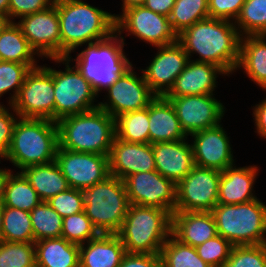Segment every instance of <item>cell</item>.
<instances>
[{"label": "cell", "mask_w": 266, "mask_h": 267, "mask_svg": "<svg viewBox=\"0 0 266 267\" xmlns=\"http://www.w3.org/2000/svg\"><path fill=\"white\" fill-rule=\"evenodd\" d=\"M30 70L31 67L28 64L0 61V98L6 93H10V90L13 92L8 97V105H12ZM0 104L2 103L0 102Z\"/></svg>", "instance_id": "obj_40"}, {"label": "cell", "mask_w": 266, "mask_h": 267, "mask_svg": "<svg viewBox=\"0 0 266 267\" xmlns=\"http://www.w3.org/2000/svg\"><path fill=\"white\" fill-rule=\"evenodd\" d=\"M42 202L35 189L21 172L8 177L2 204L3 206L30 212Z\"/></svg>", "instance_id": "obj_32"}, {"label": "cell", "mask_w": 266, "mask_h": 267, "mask_svg": "<svg viewBox=\"0 0 266 267\" xmlns=\"http://www.w3.org/2000/svg\"><path fill=\"white\" fill-rule=\"evenodd\" d=\"M3 204L0 203V242L2 241Z\"/></svg>", "instance_id": "obj_54"}, {"label": "cell", "mask_w": 266, "mask_h": 267, "mask_svg": "<svg viewBox=\"0 0 266 267\" xmlns=\"http://www.w3.org/2000/svg\"><path fill=\"white\" fill-rule=\"evenodd\" d=\"M11 22L8 15L0 12V34L7 27V25Z\"/></svg>", "instance_id": "obj_52"}, {"label": "cell", "mask_w": 266, "mask_h": 267, "mask_svg": "<svg viewBox=\"0 0 266 267\" xmlns=\"http://www.w3.org/2000/svg\"><path fill=\"white\" fill-rule=\"evenodd\" d=\"M0 159L4 160V157L0 155ZM0 163H1V160H0Z\"/></svg>", "instance_id": "obj_55"}, {"label": "cell", "mask_w": 266, "mask_h": 267, "mask_svg": "<svg viewBox=\"0 0 266 267\" xmlns=\"http://www.w3.org/2000/svg\"><path fill=\"white\" fill-rule=\"evenodd\" d=\"M0 267H36L34 242H0Z\"/></svg>", "instance_id": "obj_38"}, {"label": "cell", "mask_w": 266, "mask_h": 267, "mask_svg": "<svg viewBox=\"0 0 266 267\" xmlns=\"http://www.w3.org/2000/svg\"><path fill=\"white\" fill-rule=\"evenodd\" d=\"M123 181L129 204L161 208L171 216L175 212L176 184L156 170L131 174Z\"/></svg>", "instance_id": "obj_14"}, {"label": "cell", "mask_w": 266, "mask_h": 267, "mask_svg": "<svg viewBox=\"0 0 266 267\" xmlns=\"http://www.w3.org/2000/svg\"><path fill=\"white\" fill-rule=\"evenodd\" d=\"M126 253L117 234H99L79 245V267H119Z\"/></svg>", "instance_id": "obj_25"}, {"label": "cell", "mask_w": 266, "mask_h": 267, "mask_svg": "<svg viewBox=\"0 0 266 267\" xmlns=\"http://www.w3.org/2000/svg\"><path fill=\"white\" fill-rule=\"evenodd\" d=\"M56 123L60 148L109 156L116 131L115 119L106 111L98 107Z\"/></svg>", "instance_id": "obj_3"}, {"label": "cell", "mask_w": 266, "mask_h": 267, "mask_svg": "<svg viewBox=\"0 0 266 267\" xmlns=\"http://www.w3.org/2000/svg\"><path fill=\"white\" fill-rule=\"evenodd\" d=\"M57 64H65V69L51 70L54 84L55 122L69 115L85 113L99 107L94 104L98 95L91 84L67 58H50ZM95 100V101H94Z\"/></svg>", "instance_id": "obj_9"}, {"label": "cell", "mask_w": 266, "mask_h": 267, "mask_svg": "<svg viewBox=\"0 0 266 267\" xmlns=\"http://www.w3.org/2000/svg\"><path fill=\"white\" fill-rule=\"evenodd\" d=\"M59 146L58 127L49 119L19 118L4 157L20 171L55 161Z\"/></svg>", "instance_id": "obj_4"}, {"label": "cell", "mask_w": 266, "mask_h": 267, "mask_svg": "<svg viewBox=\"0 0 266 267\" xmlns=\"http://www.w3.org/2000/svg\"><path fill=\"white\" fill-rule=\"evenodd\" d=\"M208 17V0H176L169 21L173 31L179 35L194 23Z\"/></svg>", "instance_id": "obj_36"}, {"label": "cell", "mask_w": 266, "mask_h": 267, "mask_svg": "<svg viewBox=\"0 0 266 267\" xmlns=\"http://www.w3.org/2000/svg\"><path fill=\"white\" fill-rule=\"evenodd\" d=\"M9 1L10 0H0V12L1 13L8 15Z\"/></svg>", "instance_id": "obj_53"}, {"label": "cell", "mask_w": 266, "mask_h": 267, "mask_svg": "<svg viewBox=\"0 0 266 267\" xmlns=\"http://www.w3.org/2000/svg\"><path fill=\"white\" fill-rule=\"evenodd\" d=\"M164 97L173 105L187 137L220 124L226 111L214 94Z\"/></svg>", "instance_id": "obj_15"}, {"label": "cell", "mask_w": 266, "mask_h": 267, "mask_svg": "<svg viewBox=\"0 0 266 267\" xmlns=\"http://www.w3.org/2000/svg\"><path fill=\"white\" fill-rule=\"evenodd\" d=\"M132 66L105 90L108 92L106 102L103 100L98 103L99 108L114 119L123 113L146 108L157 97L145 81L143 73L138 76Z\"/></svg>", "instance_id": "obj_13"}, {"label": "cell", "mask_w": 266, "mask_h": 267, "mask_svg": "<svg viewBox=\"0 0 266 267\" xmlns=\"http://www.w3.org/2000/svg\"><path fill=\"white\" fill-rule=\"evenodd\" d=\"M55 162L70 188L83 190L104 181L109 175V156L75 152L58 146Z\"/></svg>", "instance_id": "obj_16"}, {"label": "cell", "mask_w": 266, "mask_h": 267, "mask_svg": "<svg viewBox=\"0 0 266 267\" xmlns=\"http://www.w3.org/2000/svg\"><path fill=\"white\" fill-rule=\"evenodd\" d=\"M2 240L9 242H34L30 212L3 206Z\"/></svg>", "instance_id": "obj_33"}, {"label": "cell", "mask_w": 266, "mask_h": 267, "mask_svg": "<svg viewBox=\"0 0 266 267\" xmlns=\"http://www.w3.org/2000/svg\"><path fill=\"white\" fill-rule=\"evenodd\" d=\"M115 31L120 35L135 36L143 42L155 47L166 46L177 42V34L173 31L169 17L155 13L143 5L133 6L120 14H113Z\"/></svg>", "instance_id": "obj_11"}, {"label": "cell", "mask_w": 266, "mask_h": 267, "mask_svg": "<svg viewBox=\"0 0 266 267\" xmlns=\"http://www.w3.org/2000/svg\"><path fill=\"white\" fill-rule=\"evenodd\" d=\"M20 172L29 181L42 201H47L70 188L68 181L55 161L43 165L29 166Z\"/></svg>", "instance_id": "obj_29"}, {"label": "cell", "mask_w": 266, "mask_h": 267, "mask_svg": "<svg viewBox=\"0 0 266 267\" xmlns=\"http://www.w3.org/2000/svg\"><path fill=\"white\" fill-rule=\"evenodd\" d=\"M252 110L256 133L260 138L266 139V98L253 106Z\"/></svg>", "instance_id": "obj_48"}, {"label": "cell", "mask_w": 266, "mask_h": 267, "mask_svg": "<svg viewBox=\"0 0 266 267\" xmlns=\"http://www.w3.org/2000/svg\"><path fill=\"white\" fill-rule=\"evenodd\" d=\"M34 242L44 239L60 238L63 218L47 201H42L30 211Z\"/></svg>", "instance_id": "obj_34"}, {"label": "cell", "mask_w": 266, "mask_h": 267, "mask_svg": "<svg viewBox=\"0 0 266 267\" xmlns=\"http://www.w3.org/2000/svg\"><path fill=\"white\" fill-rule=\"evenodd\" d=\"M116 138L130 143H150L149 106L115 118Z\"/></svg>", "instance_id": "obj_31"}, {"label": "cell", "mask_w": 266, "mask_h": 267, "mask_svg": "<svg viewBox=\"0 0 266 267\" xmlns=\"http://www.w3.org/2000/svg\"><path fill=\"white\" fill-rule=\"evenodd\" d=\"M124 40V36L115 31L103 40L85 45L86 49L76 54L74 59L71 55L66 57L70 62H76L74 66L91 84L98 97L132 65L123 49Z\"/></svg>", "instance_id": "obj_5"}, {"label": "cell", "mask_w": 266, "mask_h": 267, "mask_svg": "<svg viewBox=\"0 0 266 267\" xmlns=\"http://www.w3.org/2000/svg\"><path fill=\"white\" fill-rule=\"evenodd\" d=\"M247 77L266 91V35H247L240 38L239 62Z\"/></svg>", "instance_id": "obj_27"}, {"label": "cell", "mask_w": 266, "mask_h": 267, "mask_svg": "<svg viewBox=\"0 0 266 267\" xmlns=\"http://www.w3.org/2000/svg\"><path fill=\"white\" fill-rule=\"evenodd\" d=\"M0 55L2 61L28 64L31 68L39 66L35 56H40L30 46L16 21L10 22L0 34Z\"/></svg>", "instance_id": "obj_30"}, {"label": "cell", "mask_w": 266, "mask_h": 267, "mask_svg": "<svg viewBox=\"0 0 266 267\" xmlns=\"http://www.w3.org/2000/svg\"><path fill=\"white\" fill-rule=\"evenodd\" d=\"M240 38L234 22L208 17L183 30L177 42L189 59L196 53L194 61L217 65L229 76L238 66Z\"/></svg>", "instance_id": "obj_1"}, {"label": "cell", "mask_w": 266, "mask_h": 267, "mask_svg": "<svg viewBox=\"0 0 266 267\" xmlns=\"http://www.w3.org/2000/svg\"><path fill=\"white\" fill-rule=\"evenodd\" d=\"M99 235L85 212L63 218L61 237L74 244H84Z\"/></svg>", "instance_id": "obj_39"}, {"label": "cell", "mask_w": 266, "mask_h": 267, "mask_svg": "<svg viewBox=\"0 0 266 267\" xmlns=\"http://www.w3.org/2000/svg\"><path fill=\"white\" fill-rule=\"evenodd\" d=\"M12 172L13 171L11 169L0 168V203H2L3 201L5 186H6L8 177Z\"/></svg>", "instance_id": "obj_50"}, {"label": "cell", "mask_w": 266, "mask_h": 267, "mask_svg": "<svg viewBox=\"0 0 266 267\" xmlns=\"http://www.w3.org/2000/svg\"><path fill=\"white\" fill-rule=\"evenodd\" d=\"M258 170L256 165L236 167L234 164L221 172L218 204H240L257 199L253 185L259 174Z\"/></svg>", "instance_id": "obj_23"}, {"label": "cell", "mask_w": 266, "mask_h": 267, "mask_svg": "<svg viewBox=\"0 0 266 267\" xmlns=\"http://www.w3.org/2000/svg\"><path fill=\"white\" fill-rule=\"evenodd\" d=\"M186 140L152 144L156 171L176 185L195 166L191 143Z\"/></svg>", "instance_id": "obj_21"}, {"label": "cell", "mask_w": 266, "mask_h": 267, "mask_svg": "<svg viewBox=\"0 0 266 267\" xmlns=\"http://www.w3.org/2000/svg\"><path fill=\"white\" fill-rule=\"evenodd\" d=\"M61 35V58L83 44L103 40L115 32L113 14L82 0H56Z\"/></svg>", "instance_id": "obj_2"}, {"label": "cell", "mask_w": 266, "mask_h": 267, "mask_svg": "<svg viewBox=\"0 0 266 267\" xmlns=\"http://www.w3.org/2000/svg\"><path fill=\"white\" fill-rule=\"evenodd\" d=\"M11 106L20 118L55 121L54 84L51 70L45 65L31 68Z\"/></svg>", "instance_id": "obj_10"}, {"label": "cell", "mask_w": 266, "mask_h": 267, "mask_svg": "<svg viewBox=\"0 0 266 267\" xmlns=\"http://www.w3.org/2000/svg\"><path fill=\"white\" fill-rule=\"evenodd\" d=\"M82 192L84 212L98 233L117 234L130 205L124 181L109 175Z\"/></svg>", "instance_id": "obj_8"}, {"label": "cell", "mask_w": 266, "mask_h": 267, "mask_svg": "<svg viewBox=\"0 0 266 267\" xmlns=\"http://www.w3.org/2000/svg\"><path fill=\"white\" fill-rule=\"evenodd\" d=\"M171 234L193 247L218 235L211 212H174L171 216Z\"/></svg>", "instance_id": "obj_24"}, {"label": "cell", "mask_w": 266, "mask_h": 267, "mask_svg": "<svg viewBox=\"0 0 266 267\" xmlns=\"http://www.w3.org/2000/svg\"><path fill=\"white\" fill-rule=\"evenodd\" d=\"M160 255L164 267H212L199 257L195 247L180 242L172 234L163 245Z\"/></svg>", "instance_id": "obj_35"}, {"label": "cell", "mask_w": 266, "mask_h": 267, "mask_svg": "<svg viewBox=\"0 0 266 267\" xmlns=\"http://www.w3.org/2000/svg\"><path fill=\"white\" fill-rule=\"evenodd\" d=\"M233 245L220 235L195 247L199 257L212 267H222L230 256Z\"/></svg>", "instance_id": "obj_42"}, {"label": "cell", "mask_w": 266, "mask_h": 267, "mask_svg": "<svg viewBox=\"0 0 266 267\" xmlns=\"http://www.w3.org/2000/svg\"><path fill=\"white\" fill-rule=\"evenodd\" d=\"M156 170L152 144L130 143L115 137L109 154L111 176L124 180L135 173Z\"/></svg>", "instance_id": "obj_20"}, {"label": "cell", "mask_w": 266, "mask_h": 267, "mask_svg": "<svg viewBox=\"0 0 266 267\" xmlns=\"http://www.w3.org/2000/svg\"><path fill=\"white\" fill-rule=\"evenodd\" d=\"M211 213L217 234L233 246L266 243V205L259 198L240 204H217Z\"/></svg>", "instance_id": "obj_7"}, {"label": "cell", "mask_w": 266, "mask_h": 267, "mask_svg": "<svg viewBox=\"0 0 266 267\" xmlns=\"http://www.w3.org/2000/svg\"><path fill=\"white\" fill-rule=\"evenodd\" d=\"M224 129L220 123L190 135L195 166L223 172L234 165L232 145Z\"/></svg>", "instance_id": "obj_18"}, {"label": "cell", "mask_w": 266, "mask_h": 267, "mask_svg": "<svg viewBox=\"0 0 266 267\" xmlns=\"http://www.w3.org/2000/svg\"><path fill=\"white\" fill-rule=\"evenodd\" d=\"M55 0H10L8 17L11 22L23 16L43 11L54 4Z\"/></svg>", "instance_id": "obj_46"}, {"label": "cell", "mask_w": 266, "mask_h": 267, "mask_svg": "<svg viewBox=\"0 0 266 267\" xmlns=\"http://www.w3.org/2000/svg\"><path fill=\"white\" fill-rule=\"evenodd\" d=\"M16 23L40 57L61 58V35L56 0L49 8L23 16Z\"/></svg>", "instance_id": "obj_17"}, {"label": "cell", "mask_w": 266, "mask_h": 267, "mask_svg": "<svg viewBox=\"0 0 266 267\" xmlns=\"http://www.w3.org/2000/svg\"><path fill=\"white\" fill-rule=\"evenodd\" d=\"M156 48L158 52L149 66L140 70L151 91L156 96H165L186 67L189 57L178 42Z\"/></svg>", "instance_id": "obj_19"}, {"label": "cell", "mask_w": 266, "mask_h": 267, "mask_svg": "<svg viewBox=\"0 0 266 267\" xmlns=\"http://www.w3.org/2000/svg\"><path fill=\"white\" fill-rule=\"evenodd\" d=\"M19 118L12 106L9 105V108H6V105L0 104V155L3 157H5L9 149L15 124Z\"/></svg>", "instance_id": "obj_44"}, {"label": "cell", "mask_w": 266, "mask_h": 267, "mask_svg": "<svg viewBox=\"0 0 266 267\" xmlns=\"http://www.w3.org/2000/svg\"><path fill=\"white\" fill-rule=\"evenodd\" d=\"M221 172L194 166L176 185L175 212H211L218 204Z\"/></svg>", "instance_id": "obj_12"}, {"label": "cell", "mask_w": 266, "mask_h": 267, "mask_svg": "<svg viewBox=\"0 0 266 267\" xmlns=\"http://www.w3.org/2000/svg\"><path fill=\"white\" fill-rule=\"evenodd\" d=\"M36 267H79V245L65 238L34 242Z\"/></svg>", "instance_id": "obj_28"}, {"label": "cell", "mask_w": 266, "mask_h": 267, "mask_svg": "<svg viewBox=\"0 0 266 267\" xmlns=\"http://www.w3.org/2000/svg\"><path fill=\"white\" fill-rule=\"evenodd\" d=\"M149 135L150 144L188 138L181 128L173 105L164 96H157L149 104Z\"/></svg>", "instance_id": "obj_26"}, {"label": "cell", "mask_w": 266, "mask_h": 267, "mask_svg": "<svg viewBox=\"0 0 266 267\" xmlns=\"http://www.w3.org/2000/svg\"><path fill=\"white\" fill-rule=\"evenodd\" d=\"M246 0H208L210 18L234 22Z\"/></svg>", "instance_id": "obj_45"}, {"label": "cell", "mask_w": 266, "mask_h": 267, "mask_svg": "<svg viewBox=\"0 0 266 267\" xmlns=\"http://www.w3.org/2000/svg\"><path fill=\"white\" fill-rule=\"evenodd\" d=\"M227 74L217 65L189 59L184 70L175 79L174 85L165 96H190L214 94L217 77Z\"/></svg>", "instance_id": "obj_22"}, {"label": "cell", "mask_w": 266, "mask_h": 267, "mask_svg": "<svg viewBox=\"0 0 266 267\" xmlns=\"http://www.w3.org/2000/svg\"><path fill=\"white\" fill-rule=\"evenodd\" d=\"M122 12L133 6H141L144 4L145 0H122Z\"/></svg>", "instance_id": "obj_51"}, {"label": "cell", "mask_w": 266, "mask_h": 267, "mask_svg": "<svg viewBox=\"0 0 266 267\" xmlns=\"http://www.w3.org/2000/svg\"><path fill=\"white\" fill-rule=\"evenodd\" d=\"M222 267H266V243L233 246Z\"/></svg>", "instance_id": "obj_41"}, {"label": "cell", "mask_w": 266, "mask_h": 267, "mask_svg": "<svg viewBox=\"0 0 266 267\" xmlns=\"http://www.w3.org/2000/svg\"><path fill=\"white\" fill-rule=\"evenodd\" d=\"M171 234V215L161 208L130 204L117 233L127 253L160 254Z\"/></svg>", "instance_id": "obj_6"}, {"label": "cell", "mask_w": 266, "mask_h": 267, "mask_svg": "<svg viewBox=\"0 0 266 267\" xmlns=\"http://www.w3.org/2000/svg\"><path fill=\"white\" fill-rule=\"evenodd\" d=\"M176 0H145L143 6L155 13L170 16Z\"/></svg>", "instance_id": "obj_49"}, {"label": "cell", "mask_w": 266, "mask_h": 267, "mask_svg": "<svg viewBox=\"0 0 266 267\" xmlns=\"http://www.w3.org/2000/svg\"><path fill=\"white\" fill-rule=\"evenodd\" d=\"M234 24L241 37L266 35V0H246Z\"/></svg>", "instance_id": "obj_37"}, {"label": "cell", "mask_w": 266, "mask_h": 267, "mask_svg": "<svg viewBox=\"0 0 266 267\" xmlns=\"http://www.w3.org/2000/svg\"><path fill=\"white\" fill-rule=\"evenodd\" d=\"M160 254L126 253L119 267H161Z\"/></svg>", "instance_id": "obj_47"}, {"label": "cell", "mask_w": 266, "mask_h": 267, "mask_svg": "<svg viewBox=\"0 0 266 267\" xmlns=\"http://www.w3.org/2000/svg\"><path fill=\"white\" fill-rule=\"evenodd\" d=\"M47 202L62 218L84 211L83 192L79 189L69 188Z\"/></svg>", "instance_id": "obj_43"}]
</instances>
